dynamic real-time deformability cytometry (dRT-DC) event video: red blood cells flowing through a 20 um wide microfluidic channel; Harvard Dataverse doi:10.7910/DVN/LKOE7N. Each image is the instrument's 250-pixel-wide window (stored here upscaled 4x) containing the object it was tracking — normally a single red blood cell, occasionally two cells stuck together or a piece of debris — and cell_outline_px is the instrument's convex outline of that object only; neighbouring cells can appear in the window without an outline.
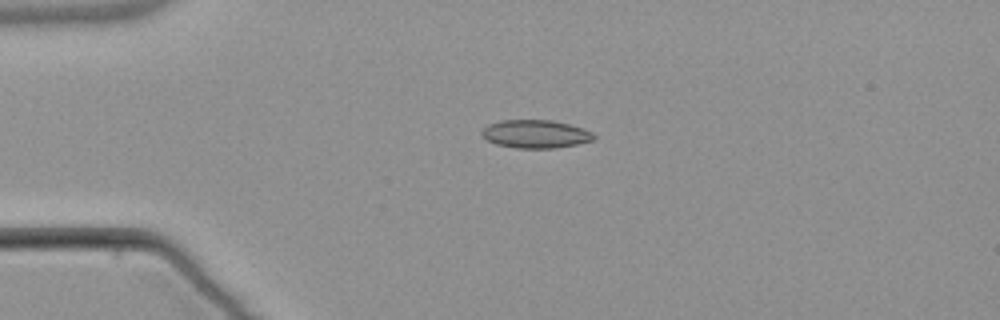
{"species": "common noctule bat (a hibernating species)", "species_latin": "Nyctalus noctula", "temperature_condition": "warm", "stored_images_in_passage": 5, "camera_frame_rate_fps": 3000, "um_per_image_px": 0.085, "animal": {"sex": "male", "body_mass_g": 21.5, "forearm_length_mm": 52.0}, "frame": {"image": 1, "passage_image": 3, "time_ms": 2.667, "image_size_px": [1000, 320], "cell_outline_px": [[596, 136], [592, 140], [576, 144], [556, 148], [516, 148], [496, 144], [488, 140], [480, 132], [488, 124], [500, 120], [552, 120], [568, 124], [592, 132]], "centroid_in_image_um": [45.5, 11.39], "position_along_channel_um": 39.5, "area_um2": 18.21}}
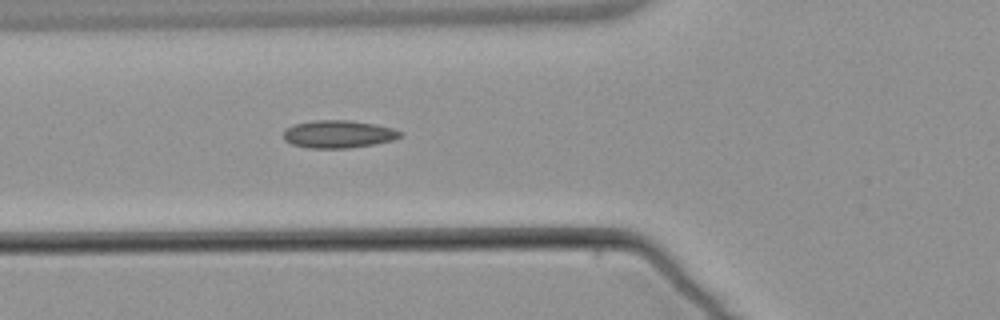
{"frame": {"image": 2, "passage_image": 5, "time_ms": 5.0, "image_size_px": [1000, 320], "cell_outline_px": [[404, 136], [392, 140], [376, 144], [348, 148], [308, 148], [292, 144], [284, 140], [284, 132], [292, 124], [312, 120], [348, 120], [376, 124], [392, 128], [404, 132]], "centroid_in_image_um": [28.79, 11.4], "position_along_channel_um": 97.0, "area_um2": 19.02}}